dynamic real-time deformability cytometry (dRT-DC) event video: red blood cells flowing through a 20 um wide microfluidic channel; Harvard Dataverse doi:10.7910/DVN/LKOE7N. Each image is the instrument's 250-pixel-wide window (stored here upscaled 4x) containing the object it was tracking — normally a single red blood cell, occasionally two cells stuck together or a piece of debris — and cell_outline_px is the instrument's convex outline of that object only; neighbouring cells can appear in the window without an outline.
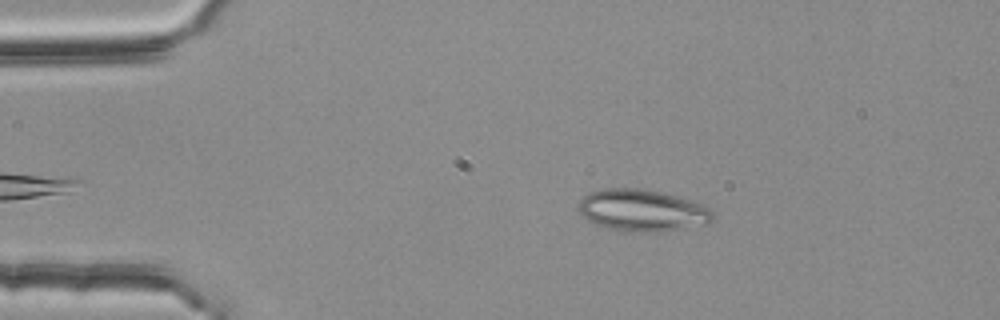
{"species": "common noctule bat (a hibernating species)", "species_latin": "Nyctalus noctula", "temperature_condition": "room temperature", "stored_images_in_passage": 48, "camera_frame_rate_fps": 3000, "um_per_image_px": 0.085, "animal": {"sex": "female", "body_mass_g": 25.1}, "frame": {"image": 1, "passage_image": 5, "time_ms": 1.333, "image_size_px": [1000, 320], "cell_outline_px": [[716, 220], [712, 224], [664, 232], [636, 232], [608, 228], [596, 224], [588, 220], [576, 208], [576, 204], [588, 192], [604, 188], [640, 188], [660, 192], [692, 200], [708, 208], [716, 216]], "centroid_in_image_um": [54.63, 17.89], "position_along_channel_um": 30.4, "area_um2": 33.29}}
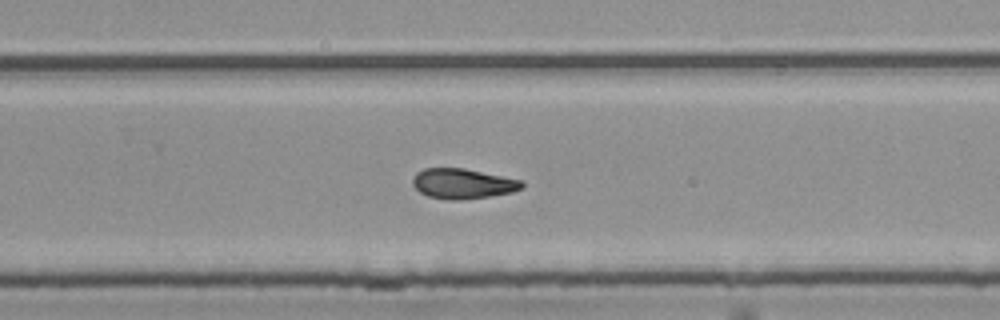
{"frame": {"image": 2, "passage_image": 30, "time_ms": 9.667, "image_size_px": [1000, 320], "cell_outline_px": [[524, 188], [512, 192], [488, 196], [460, 200], [448, 200], [428, 196], [420, 192], [412, 184], [412, 180], [416, 172], [424, 168], [464, 168], [524, 180]], "centroid_in_image_um": [39.35, 15.6], "position_along_channel_um": 290.4, "area_um2": 19.31}}
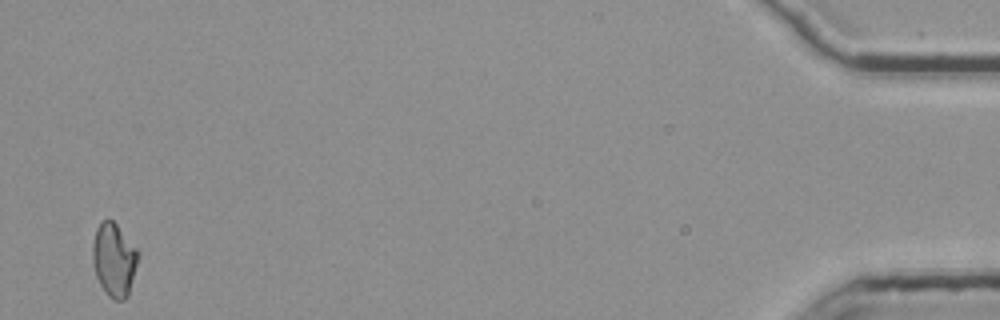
{"frame": {"image": 3, "passage_image": 48, "time_ms": 15.667, "image_size_px": [1000, 320], "cell_outline_px": [[140, 256], [128, 296], [124, 300], [112, 300], [104, 292], [96, 276], [92, 264], [92, 244], [96, 228], [100, 220], [112, 220], [116, 224], [140, 252]], "centroid_in_image_um": [9.69, 22.09], "position_along_channel_um": 425.5, "area_um2": 19.83}, "authors_computed_cell_mechanics": {"area_um2": 19.5075, "velocity_mm_per_s": 3.7712, "shape_relaxation_time_tau1_ms": 7.3737, "shape_relaxation_time_tau2_ms": 4.1832, "deformation_change_tau1": 0.1713, "deformation_change_tau2": 0.1167}}